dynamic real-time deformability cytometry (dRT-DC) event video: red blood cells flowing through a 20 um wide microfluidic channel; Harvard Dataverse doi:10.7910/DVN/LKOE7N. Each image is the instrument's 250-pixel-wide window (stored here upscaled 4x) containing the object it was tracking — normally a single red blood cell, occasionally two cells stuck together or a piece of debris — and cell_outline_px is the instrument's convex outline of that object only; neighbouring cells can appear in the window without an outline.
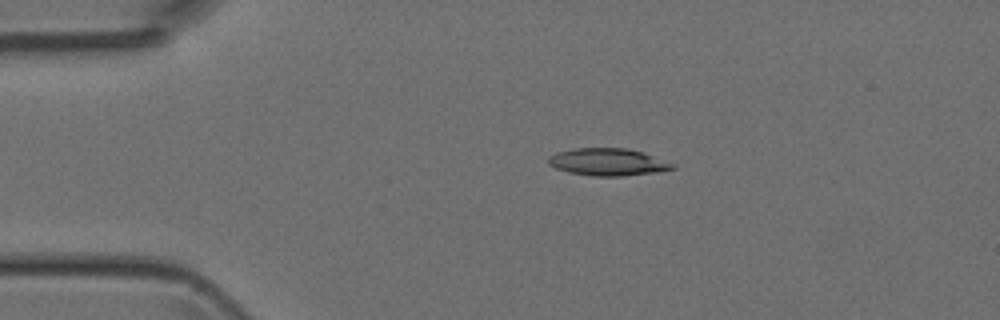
{"species": "Egyptian fruit bat (a non-hibernating species)", "species_latin": "Rousettus aegyptiacus", "temperature_condition": "room temperature", "stored_images_in_passage": 2, "camera_frame_rate_fps": 3000, "um_per_image_px": 0.085, "animal": {"sex": "female"}, "frame": {"image": 1, "passage_image": 1, "time_ms": 0.0, "image_size_px": [1000, 320], "cell_outline_px": [[676, 168], [656, 172], [624, 176], [592, 176], [568, 172], [556, 168], [548, 164], [548, 156], [556, 152], [572, 148], [628, 148], [644, 152], [676, 164]], "centroid_in_image_um": [51.67, 13.76], "position_along_channel_um": 33.3, "area_um2": 20.0}}